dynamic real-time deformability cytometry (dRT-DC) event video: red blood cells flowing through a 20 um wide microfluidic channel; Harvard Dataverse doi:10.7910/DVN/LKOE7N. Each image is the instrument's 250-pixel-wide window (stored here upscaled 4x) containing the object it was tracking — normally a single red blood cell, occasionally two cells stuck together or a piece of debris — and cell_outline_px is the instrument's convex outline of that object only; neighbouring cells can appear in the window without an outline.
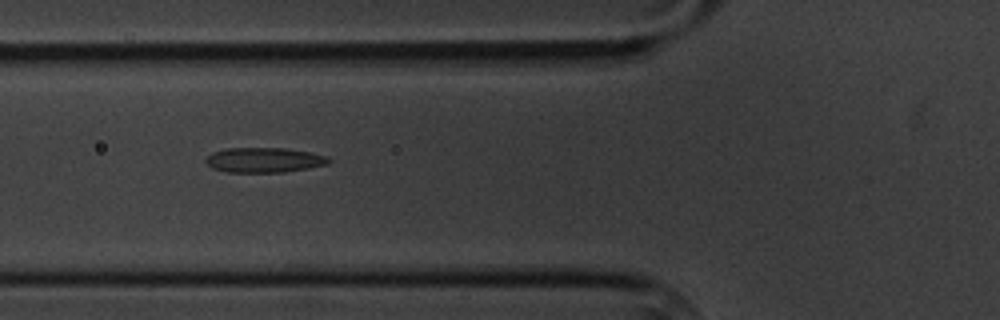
{"species": "common noctule bat (a hibernating species)", "species_latin": "Nyctalus noctula", "temperature_condition": "cold", "stored_images_in_passage": 8, "camera_frame_rate_fps": 3000, "um_per_image_px": 0.085, "animal": {"sex": "male", "body_mass_g": 20.1, "forearm_length_mm": 53.5}, "frame": {"image": 1, "passage_image": 7, "time_ms": 7.0, "image_size_px": [1000, 320], "cell_outline_px": [[332, 160], [328, 164], [308, 168], [284, 172], [228, 172], [212, 168], [204, 160], [212, 152], [224, 148], [284, 148], [308, 152], [328, 156]], "centroid_in_image_um": [22.45, 13.6], "position_along_channel_um": 103.4, "area_um2": 17.86}}
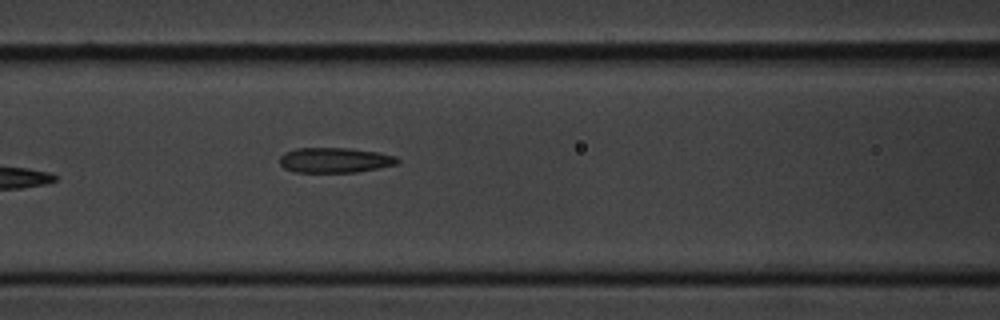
{"frame": {"image": 2, "passage_image": 8, "time_ms": 8.0, "image_size_px": [1000, 320], "cell_outline_px": [[400, 164], [356, 172], [296, 172], [284, 168], [280, 164], [280, 156], [284, 152], [296, 148], [348, 148], [380, 152], [396, 156], [400, 160]], "centroid_in_image_um": [28.49, 13.61], "position_along_channel_um": 138.1, "area_um2": 17.4}}